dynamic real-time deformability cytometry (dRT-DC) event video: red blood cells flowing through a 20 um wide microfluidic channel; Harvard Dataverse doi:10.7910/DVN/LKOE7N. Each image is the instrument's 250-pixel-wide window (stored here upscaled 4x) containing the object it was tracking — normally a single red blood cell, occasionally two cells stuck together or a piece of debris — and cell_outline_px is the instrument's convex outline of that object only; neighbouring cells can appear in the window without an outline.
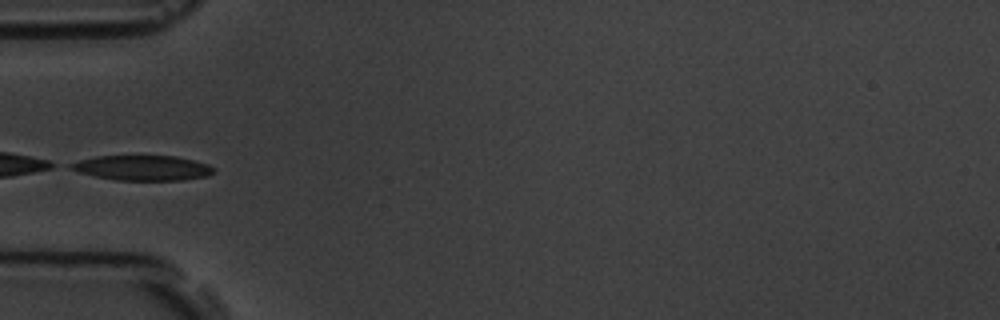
{"species": "common noctule bat (a hibernating species)", "species_latin": "Nyctalus noctula", "temperature_condition": "room temperature", "stored_images_in_passage": 5, "camera_frame_rate_fps": 3000, "um_per_image_px": 0.085, "animal": {"sex": "male", "body_mass_g": 19.5, "forearm_length_mm": 54.6}, "frame": {"image": 1, "passage_image": 5, "time_ms": 4.667, "image_size_px": [1000, 320], "cell_outline_px": [[216, 172], [208, 176], [184, 180], [116, 180], [96, 176], [80, 172], [68, 168], [68, 164], [80, 160], [96, 156], [176, 156], [208, 164], [216, 168]], "centroid_in_image_um": [12.16, 14.27], "position_along_channel_um": 72.8, "area_um2": 20.87}}